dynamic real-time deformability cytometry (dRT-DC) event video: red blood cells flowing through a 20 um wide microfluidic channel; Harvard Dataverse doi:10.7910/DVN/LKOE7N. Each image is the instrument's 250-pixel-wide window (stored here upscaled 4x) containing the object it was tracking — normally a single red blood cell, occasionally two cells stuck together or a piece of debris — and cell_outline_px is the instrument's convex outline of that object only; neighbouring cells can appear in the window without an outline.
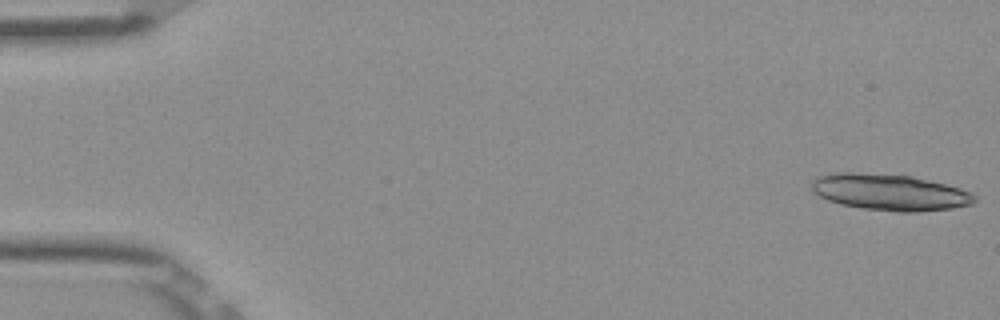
{"species": "Egyptian fruit bat (a non-hibernating species)", "species_latin": "Rousettus aegyptiacus", "temperature_condition": "room temperature", "stored_images_in_passage": 25, "segment_of_instrument_passage": [1, 2], "camera_frame_rate_fps": 3000, "um_per_image_px": 0.085, "frame": {"image": 1, "passage_image": 1, "time_ms": 0.0, "image_size_px": [1000, 320], "cell_outline_px": [[976, 200], [972, 204], [952, 208], [916, 212], [896, 212], [864, 208], [840, 204], [828, 200], [812, 192], [812, 180], [816, 176], [836, 172], [852, 172], [912, 176], [960, 188], [976, 196]], "centroid_in_image_um": [75.59, 16.34], "position_along_channel_um": 9.4, "area_um2": 34.39}}